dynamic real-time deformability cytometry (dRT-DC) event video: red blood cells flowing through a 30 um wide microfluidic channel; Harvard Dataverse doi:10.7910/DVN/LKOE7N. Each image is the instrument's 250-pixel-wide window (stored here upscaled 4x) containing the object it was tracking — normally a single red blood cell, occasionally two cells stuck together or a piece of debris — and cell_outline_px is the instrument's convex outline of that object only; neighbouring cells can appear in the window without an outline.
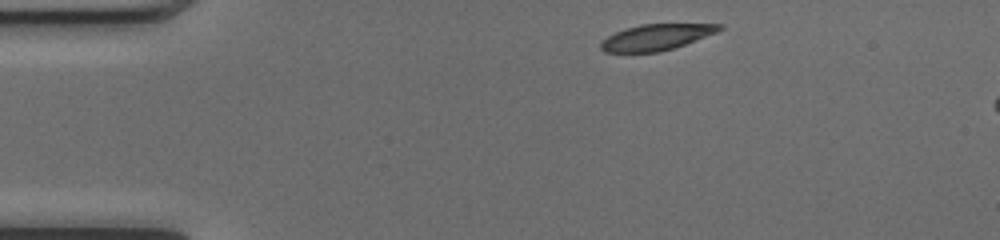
{"species": "common noctule bat (a hibernating species)", "species_latin": "Nyctalus noctula", "temperature_condition": "cold", "stored_images_in_passage": 39, "camera_frame_rate_fps": 3000, "um_per_image_px": 0.085, "animal": {"sex": "female", "body_mass_g": 17.0, "forearm_length_mm": 48.0}, "frame": {"image": 1, "passage_image": 1, "time_ms": 0.0, "image_size_px": [1000, 240], "cell_outline_px": [[724, 28], [716, 32], [676, 48], [660, 52], [604, 52], [600, 48], [600, 44], [608, 36], [624, 28], [640, 24], [724, 24]], "centroid_in_image_um": [55.79, 3.16], "position_along_channel_um": 29.2, "area_um2": 17.98}}
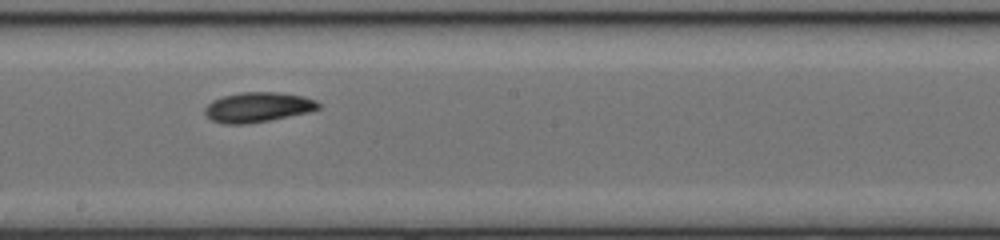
{"frame": {"image": 2, "passage_image": 20, "time_ms": 6.333, "image_size_px": [1000, 240], "cell_outline_px": [[320, 108], [308, 112], [248, 124], [224, 124], [212, 120], [204, 112], [204, 108], [212, 100], [224, 96], [240, 92], [276, 92], [304, 96], [316, 100], [320, 104]], "centroid_in_image_um": [21.91, 9.11], "position_along_channel_um": 226.3, "area_um2": 19.71}}
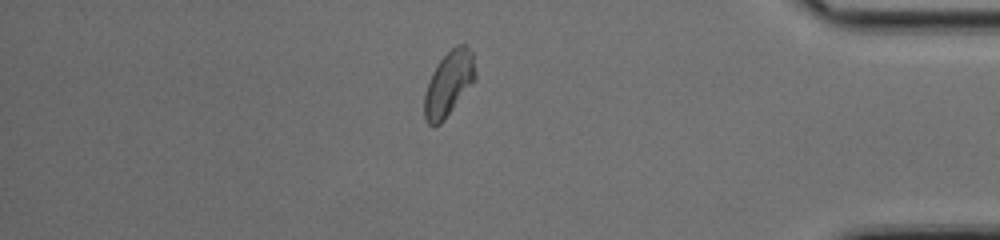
{"frame": {"image": 3, "passage_image": 35, "time_ms": 11.333, "image_size_px": [1000, 240], "cell_outline_px": [[476, 80], [444, 120], [440, 124], [432, 128], [424, 120], [424, 96], [428, 80], [432, 72], [440, 60], [456, 44], [464, 44], [472, 52], [476, 72]], "centroid_in_image_um": [38.13, 7.14], "position_along_channel_um": 397.1, "area_um2": 19.42}}